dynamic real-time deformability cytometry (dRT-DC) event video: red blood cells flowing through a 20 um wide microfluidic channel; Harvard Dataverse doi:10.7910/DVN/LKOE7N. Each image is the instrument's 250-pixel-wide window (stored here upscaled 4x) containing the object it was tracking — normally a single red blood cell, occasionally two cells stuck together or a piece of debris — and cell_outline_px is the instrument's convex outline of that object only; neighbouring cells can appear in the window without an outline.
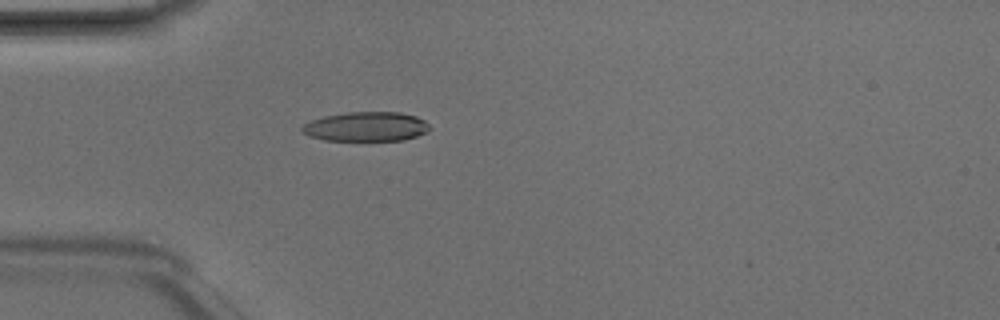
{"species": "Egyptian fruit bat (a non-hibernating species)", "species_latin": "Rousettus aegyptiacus", "temperature_condition": "room temperature", "stored_images_in_passage": 4, "camera_frame_rate_fps": 3000, "um_per_image_px": 0.085, "animal": {"sex": "male"}, "frame": {"image": 1, "passage_image": 4, "time_ms": 1.0, "image_size_px": [1000, 320], "cell_outline_px": [[428, 128], [424, 132], [416, 136], [404, 140], [324, 140], [308, 136], [300, 132], [300, 128], [304, 124], [312, 120], [324, 116], [348, 112], [400, 112], [416, 116], [424, 120], [428, 124]], "centroid_in_image_um": [31.06, 10.76], "position_along_channel_um": 53.9, "area_um2": 21.79}}